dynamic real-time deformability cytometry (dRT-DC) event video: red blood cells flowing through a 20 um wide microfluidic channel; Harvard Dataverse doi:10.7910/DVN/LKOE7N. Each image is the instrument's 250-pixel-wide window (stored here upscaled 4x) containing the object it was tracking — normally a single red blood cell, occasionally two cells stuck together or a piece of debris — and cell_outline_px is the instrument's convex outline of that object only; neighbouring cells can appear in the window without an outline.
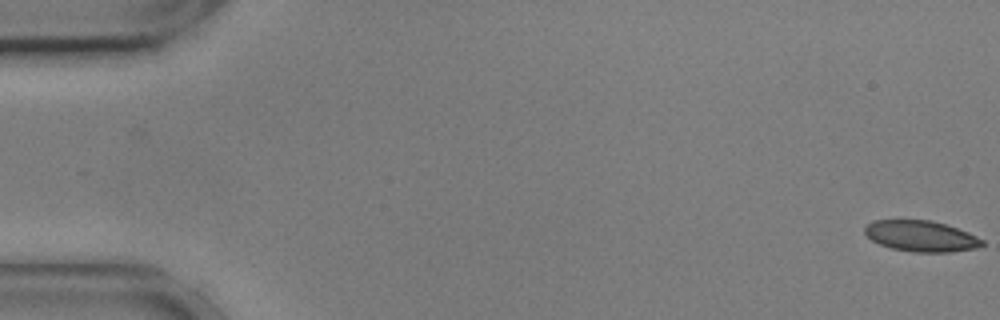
{"species": "common noctule bat (a hibernating species)", "species_latin": "Nyctalus noctula", "temperature_condition": "cold", "stored_images_in_passage": 56, "camera_frame_rate_fps": 3000, "um_per_image_px": 0.085, "animal": {"sex": "male", "body_mass_g": 17.9, "forearm_length_mm": 54.2}, "frame": {"image": 1, "passage_image": 1, "time_ms": 0.0, "image_size_px": [1000, 320], "cell_outline_px": [[984, 244], [976, 248], [948, 252], [912, 252], [892, 248], [880, 244], [872, 240], [864, 232], [864, 228], [872, 220], [932, 220], [968, 232], [984, 240]], "centroid_in_image_um": [78.28, 20.07], "position_along_channel_um": 6.7, "area_um2": 21.04}}
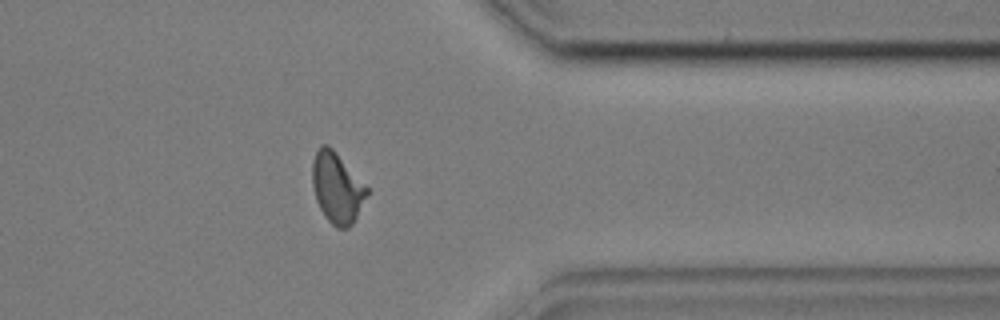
{"frame": {"image": 2, "passage_image": 45, "time_ms": 14.667, "image_size_px": [1000, 320], "cell_outline_px": [[368, 192], [352, 224], [348, 228], [336, 228], [328, 220], [320, 208], [316, 200], [312, 184], [312, 160], [320, 144], [328, 144], [336, 152], [368, 188]], "centroid_in_image_um": [28.61, 15.94], "position_along_channel_um": 382.8, "area_um2": 22.14}}
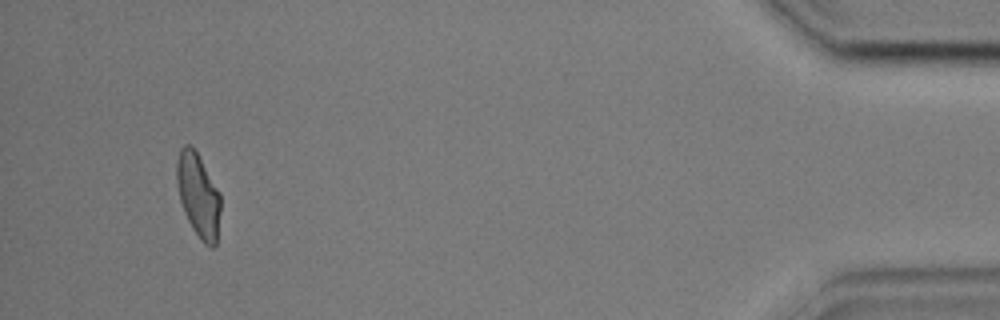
{"frame": {"image": 3, "passage_image": 53, "time_ms": 17.333, "image_size_px": [1000, 320], "cell_outline_px": [[220, 212], [216, 244], [212, 248], [204, 244], [200, 240], [192, 228], [184, 212], [180, 200], [176, 180], [176, 160], [180, 148], [184, 144], [188, 144], [196, 152], [220, 192]], "centroid_in_image_um": [16.84, 16.61], "position_along_channel_um": 418.4, "area_um2": 21.39}, "authors_computed_cell_mechanics": {"area_um2": 22.1374, "velocity_mm_per_s": 3.5955, "shape_relaxation_time_tau1_ms": 5.803, "shape_relaxation_time_tau2_ms": 1.3466, "deformation_change_tau1": 0.1588, "deformation_change_tau2": 0.0609}}